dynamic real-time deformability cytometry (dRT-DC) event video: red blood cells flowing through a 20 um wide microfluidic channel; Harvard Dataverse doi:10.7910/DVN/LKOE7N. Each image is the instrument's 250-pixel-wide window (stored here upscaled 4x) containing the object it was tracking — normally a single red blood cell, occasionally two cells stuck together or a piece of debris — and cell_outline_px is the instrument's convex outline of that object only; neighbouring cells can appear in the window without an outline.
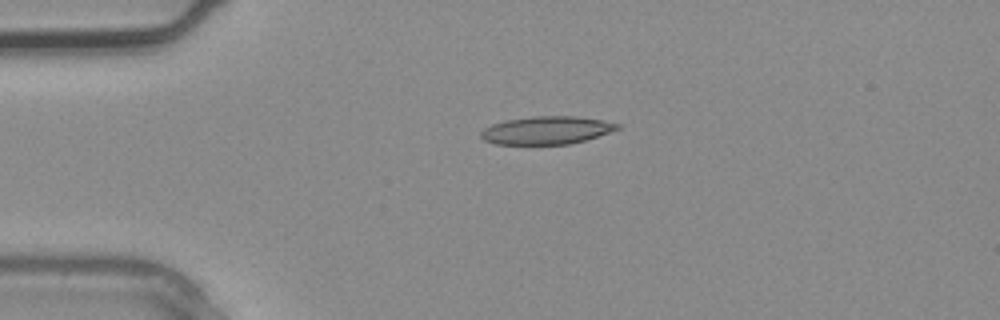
{"species": "common noctule bat (a hibernating species)", "species_latin": "Nyctalus noctula", "temperature_condition": "warm", "stored_images_in_passage": 3, "camera_frame_rate_fps": 3000, "um_per_image_px": 0.085, "animal": {"sex": "male", "body_mass_g": 20.4}, "frame": {"image": 1, "passage_image": 2, "time_ms": 0.333, "image_size_px": [1000, 320], "cell_outline_px": [[620, 128], [584, 140], [568, 144], [496, 144], [484, 140], [480, 136], [480, 132], [484, 128], [492, 124], [504, 120], [532, 116], [576, 116], [604, 120], [620, 124]], "centroid_in_image_um": [46.43, 11.06], "position_along_channel_um": 38.6, "area_um2": 22.14}}